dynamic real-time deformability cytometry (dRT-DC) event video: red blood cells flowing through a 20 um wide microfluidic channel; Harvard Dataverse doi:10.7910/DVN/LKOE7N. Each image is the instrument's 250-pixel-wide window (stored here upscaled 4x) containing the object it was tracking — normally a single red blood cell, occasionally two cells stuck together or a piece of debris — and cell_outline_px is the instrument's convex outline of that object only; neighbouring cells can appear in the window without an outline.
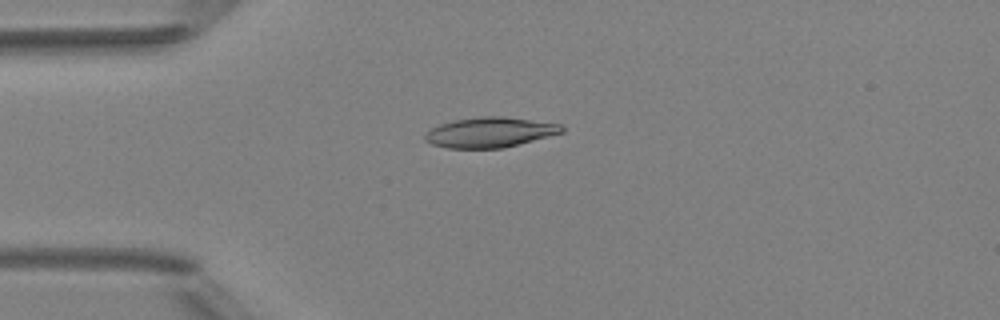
{"species": "Egyptian fruit bat (a non-hibernating species)", "species_latin": "Rousettus aegyptiacus", "temperature_condition": "room temperature", "stored_images_in_passage": 3, "camera_frame_rate_fps": 3000, "um_per_image_px": 0.085, "animal": {"sex": "female"}, "frame": {"image": 1, "passage_image": 2, "time_ms": 1.333, "image_size_px": [1000, 320], "cell_outline_px": [[564, 132], [504, 148], [448, 148], [432, 144], [424, 140], [424, 136], [432, 128], [440, 124], [452, 120], [480, 116], [504, 116], [560, 124], [564, 128]], "centroid_in_image_um": [41.64, 11.24], "position_along_channel_um": 43.4, "area_um2": 23.99}}